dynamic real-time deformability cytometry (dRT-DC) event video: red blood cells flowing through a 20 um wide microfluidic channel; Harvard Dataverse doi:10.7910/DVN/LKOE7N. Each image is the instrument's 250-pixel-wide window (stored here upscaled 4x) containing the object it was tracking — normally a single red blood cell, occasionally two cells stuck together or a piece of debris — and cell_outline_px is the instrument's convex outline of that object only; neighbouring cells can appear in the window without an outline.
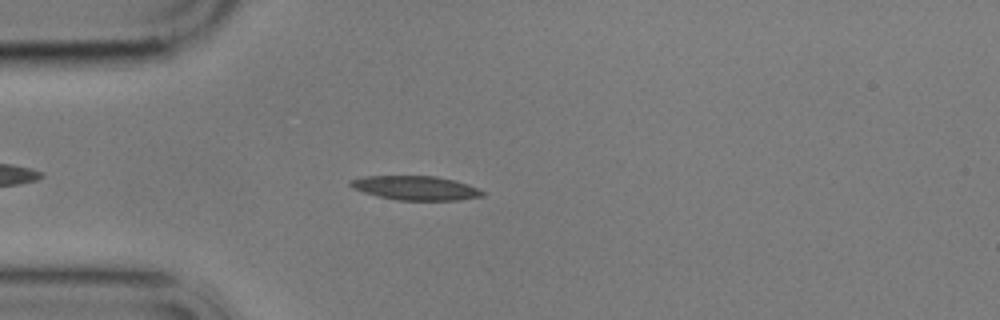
{"species": "common noctule bat (a hibernating species)", "species_latin": "Nyctalus noctula", "temperature_condition": "cold", "stored_images_in_passage": 3, "camera_frame_rate_fps": 3000, "um_per_image_px": 0.085, "animal": {"sex": "male", "body_mass_g": 17.9}, "frame": {"image": 1, "passage_image": 3, "time_ms": 2.333, "image_size_px": [1000, 320], "cell_outline_px": [[484, 196], [460, 200], [396, 200], [364, 192], [352, 188], [348, 184], [348, 180], [364, 176], [436, 176], [468, 184], [484, 192]], "centroid_in_image_um": [35.3, 15.97], "position_along_channel_um": 49.7, "area_um2": 18.5}}